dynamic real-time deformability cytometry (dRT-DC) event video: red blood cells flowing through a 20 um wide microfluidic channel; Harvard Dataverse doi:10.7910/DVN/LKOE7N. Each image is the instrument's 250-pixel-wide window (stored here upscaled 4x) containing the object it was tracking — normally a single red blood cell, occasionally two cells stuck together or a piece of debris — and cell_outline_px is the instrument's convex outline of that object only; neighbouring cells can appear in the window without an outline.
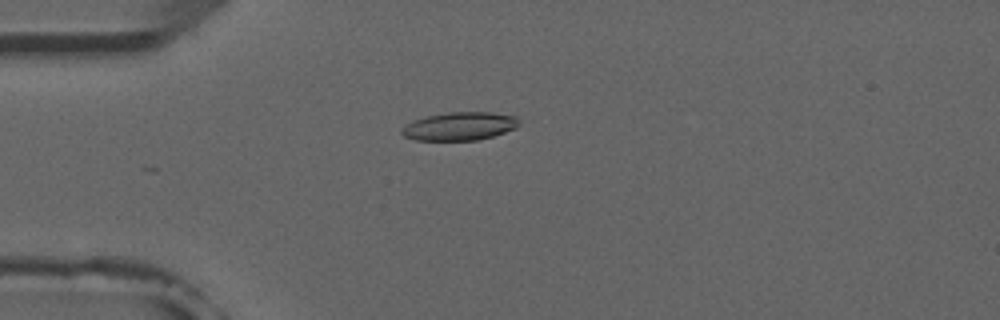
{"species": "common noctule bat (a hibernating species)", "species_latin": "Nyctalus noctula", "temperature_condition": "room temperature", "stored_images_in_passage": 4, "camera_frame_rate_fps": 3000, "um_per_image_px": 0.085, "animal": {"sex": "male", "forearm_length_mm": 52.5}, "frame": {"image": 1, "passage_image": 4, "time_ms": 3.333, "image_size_px": [1000, 320], "cell_outline_px": [[520, 124], [516, 128], [492, 136], [476, 140], [416, 140], [404, 136], [400, 132], [400, 128], [412, 120], [428, 116], [448, 112], [492, 112], [516, 116]], "centroid_in_image_um": [39.05, 10.72], "position_along_channel_um": 46.0, "area_um2": 19.31}}